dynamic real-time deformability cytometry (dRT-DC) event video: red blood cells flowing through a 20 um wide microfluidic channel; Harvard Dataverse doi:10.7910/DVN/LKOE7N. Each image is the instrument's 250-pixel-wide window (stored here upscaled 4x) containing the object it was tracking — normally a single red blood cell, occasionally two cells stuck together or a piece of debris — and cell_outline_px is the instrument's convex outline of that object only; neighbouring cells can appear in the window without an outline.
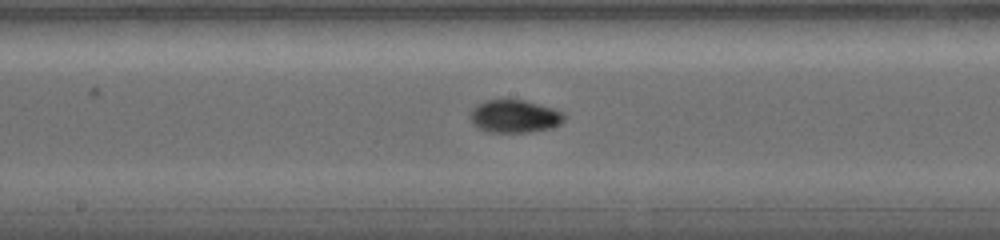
{"species": "common noctule bat (a hibernating species)", "species_latin": "Nyctalus noctula", "temperature_condition": "warm", "stored_images_in_passage": 47, "camera_frame_rate_fps": 5000, "um_per_image_px": 0.085, "animal": {"sex": "female", "body_mass_g": 19.0, "forearm_length_mm": 56.7}, "frame": {"image": 1, "passage_image": 20, "time_ms": 7.2, "image_size_px": [1000, 240], "cell_outline_px": [[564, 120], [560, 124], [552, 128], [532, 132], [488, 132], [472, 124], [468, 116], [472, 108], [476, 104], [484, 100], [508, 96], [524, 100], [552, 108], [564, 112]], "centroid_in_image_um": [43.68, 9.84], "position_along_channel_um": 204.5, "area_um2": 18.73}}
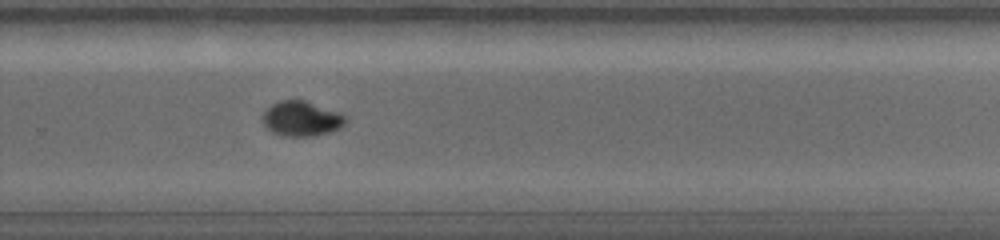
{"frame": {"image": 2, "passage_image": 27, "time_ms": 9.8, "image_size_px": [1000, 240], "cell_outline_px": [[344, 124], [340, 128], [328, 132], [312, 136], [284, 136], [272, 132], [264, 124], [264, 116], [268, 108], [276, 104], [288, 100], [300, 100], [344, 116]], "centroid_in_image_um": [25.6, 10.14], "position_along_channel_um": 304.2, "area_um2": 15.72}}
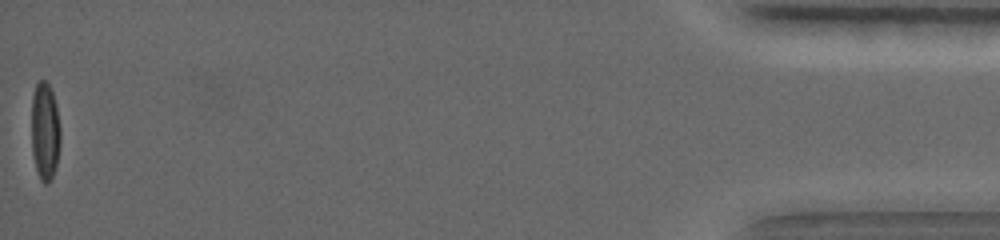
{"frame": {"image": 3, "passage_image": 47, "time_ms": 16.8, "image_size_px": [1000, 240], "cell_outline_px": [[60, 144], [56, 164], [52, 176], [44, 184], [40, 180], [36, 168], [32, 152], [32, 96], [36, 84], [40, 80], [44, 80], [48, 84], [52, 92], [56, 104], [60, 128]], "centroid_in_image_um": [3.82, 11.13], "position_along_channel_um": 431.4, "area_um2": 16.3}, "authors_computed_cell_mechanics": {"area_um2": 15.9528, "velocity_mm_per_s": 3.8457, "shape_relaxation_time_tau1_ms": 6.1182, "shape_relaxation_time_tau2_ms": 1.7272, "deformation_change_tau1": 0.2568, "deformation_change_tau2": 0.032}}